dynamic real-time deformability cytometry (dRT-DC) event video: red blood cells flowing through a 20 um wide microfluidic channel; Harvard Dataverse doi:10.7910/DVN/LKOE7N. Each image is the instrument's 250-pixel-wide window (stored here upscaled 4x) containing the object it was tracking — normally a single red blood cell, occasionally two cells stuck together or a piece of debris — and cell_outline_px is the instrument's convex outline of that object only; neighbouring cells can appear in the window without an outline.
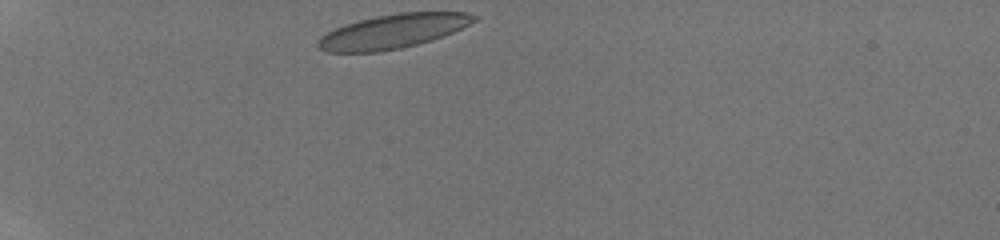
{"species": "human", "species_latin": "Homo sapiens", "temperature_condition": "room temperature", "stored_images_in_passage": 34, "camera_frame_rate_fps": 3000, "um_per_image_px": 0.085, "donor": {"sex": "male"}, "frame": {"image": 1, "passage_image": 1, "time_ms": 0.0, "image_size_px": [1000, 240], "cell_outline_px": [[480, 16], [476, 20], [444, 36], [432, 40], [400, 48], [380, 52], [324, 52], [316, 44], [316, 40], [320, 36], [336, 28], [360, 20], [376, 16], [400, 12], [468, 12]], "centroid_in_image_um": [33.4, 2.66], "position_along_channel_um": 51.6, "area_um2": 30.92}}
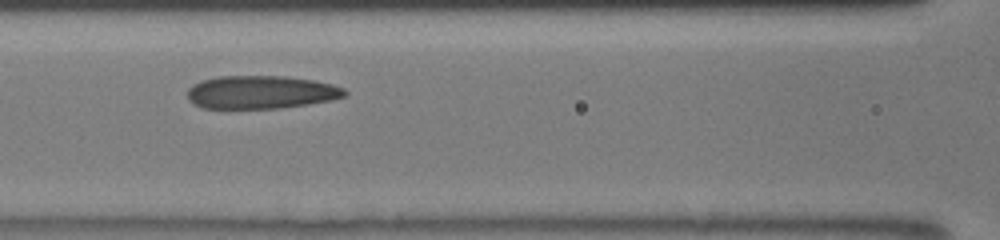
{"frame": {"image": 2, "passage_image": 12, "time_ms": 3.333, "image_size_px": [1000, 240], "cell_outline_px": [[348, 92], [344, 96], [332, 100], [308, 104], [280, 108], [204, 108], [192, 104], [188, 100], [188, 88], [192, 84], [200, 80], [216, 76], [284, 76], [312, 80], [332, 84], [344, 88]], "centroid_in_image_um": [22.15, 7.83], "position_along_channel_um": 144.5, "area_um2": 30.52}}
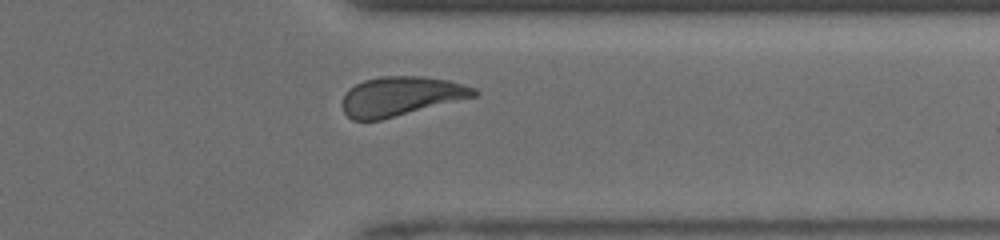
{"frame": {"image": 3, "passage_image": 28, "time_ms": 9.0, "image_size_px": [1000, 240], "cell_outline_px": [[480, 92], [476, 96], [380, 120], [352, 120], [344, 112], [340, 104], [344, 96], [356, 84], [364, 80], [380, 76], [420, 76], [448, 80], [464, 84], [476, 88]], "centroid_in_image_um": [34.08, 8.17], "position_along_channel_um": 377.3, "area_um2": 30.0}, "authors_computed_cell_mechanics": {"area_um2": 30.8074, "velocity_mm_per_s": 4.1087, "shape_relaxation_time_tau1_ms": 7.0225, "shape_relaxation_time_tau2_ms": 1.5764, "deformation_change_tau1": 0.1692, "deformation_change_tau2": 0.1062}}